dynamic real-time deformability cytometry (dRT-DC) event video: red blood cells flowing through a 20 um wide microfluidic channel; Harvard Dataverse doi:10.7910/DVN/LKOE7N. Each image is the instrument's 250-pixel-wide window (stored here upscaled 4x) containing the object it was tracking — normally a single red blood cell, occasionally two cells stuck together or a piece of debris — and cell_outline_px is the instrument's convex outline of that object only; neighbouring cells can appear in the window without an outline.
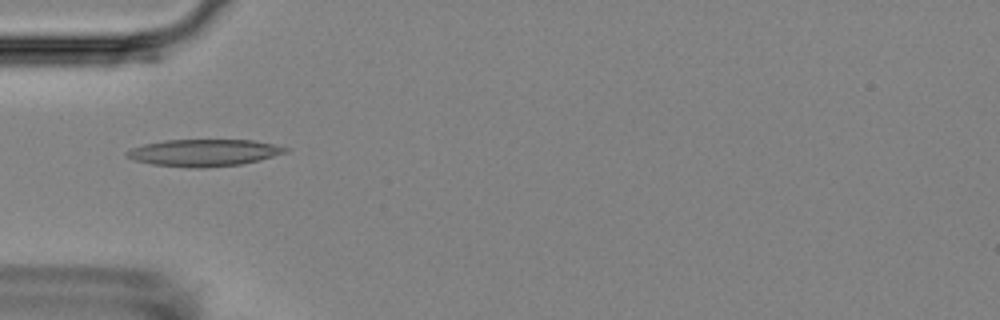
{"species": "Egyptian fruit bat (a non-hibernating species)", "species_latin": "Rousettus aegyptiacus", "temperature_condition": "room temperature", "stored_images_in_passage": 8, "camera_frame_rate_fps": 3000, "um_per_image_px": 0.085, "animal": {"sex": "female"}, "frame": {"image": 1, "passage_image": 5, "time_ms": 4.667, "image_size_px": [1000, 320], "cell_outline_px": [[288, 152], [240, 164], [204, 168], [188, 168], [152, 164], [132, 160], [124, 152], [132, 148], [144, 144], [164, 140], [252, 140], [272, 144], [288, 148]], "centroid_in_image_um": [17.27, 12.98], "position_along_channel_um": 67.7, "area_um2": 24.74}}
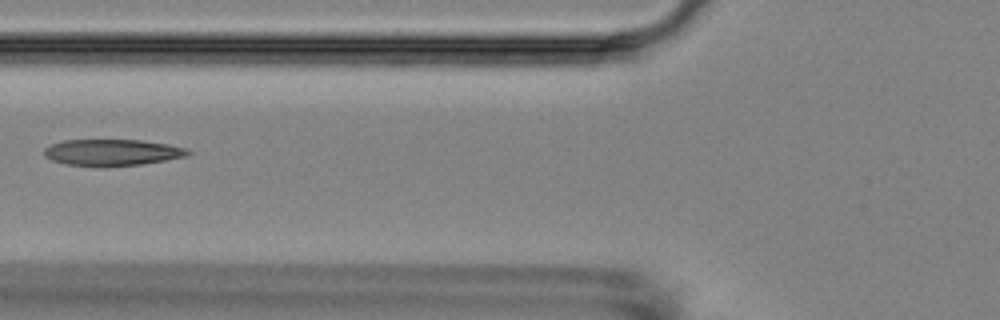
{"frame": {"image": 2, "passage_image": 6, "time_ms": 6.0, "image_size_px": [1000, 320], "cell_outline_px": [[192, 152], [188, 156], [140, 164], [64, 164], [52, 160], [44, 156], [44, 148], [52, 144], [64, 140], [140, 140], [168, 144], [188, 148]], "centroid_in_image_um": [9.57, 12.92], "position_along_channel_um": 116.2, "area_um2": 21.39}}
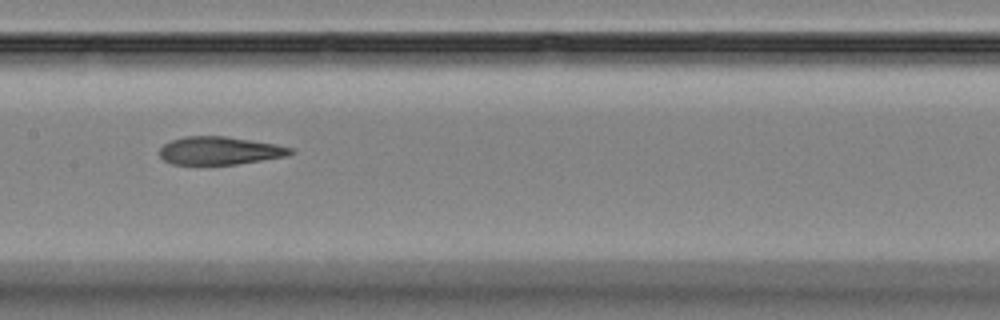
{"frame": {"image": 3, "passage_image": 8, "time_ms": 8.0, "image_size_px": [1000, 320], "cell_outline_px": [[296, 152], [288, 156], [236, 164], [172, 164], [164, 160], [160, 156], [160, 148], [164, 144], [172, 140], [184, 136], [224, 136], [276, 144], [296, 148]], "centroid_in_image_um": [18.73, 12.8], "position_along_channel_um": 188.7, "area_um2": 21.39}}